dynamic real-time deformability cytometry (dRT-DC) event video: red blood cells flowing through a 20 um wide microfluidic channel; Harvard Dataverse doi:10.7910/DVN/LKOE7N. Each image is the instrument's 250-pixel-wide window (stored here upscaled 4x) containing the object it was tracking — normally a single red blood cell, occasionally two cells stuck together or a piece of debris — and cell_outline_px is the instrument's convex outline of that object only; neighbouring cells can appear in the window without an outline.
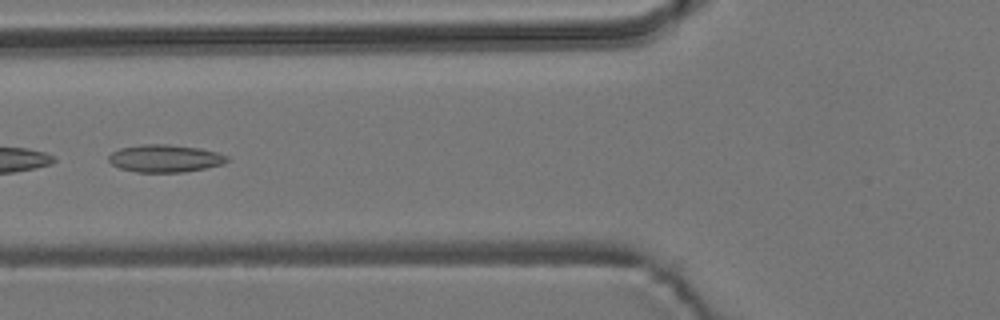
{"species": "common noctule bat (a hibernating species)", "species_latin": "Nyctalus noctula", "temperature_condition": "room temperature", "stored_images_in_passage": 6, "camera_frame_rate_fps": 3000, "um_per_image_px": 0.085, "animal": {"sex": "male", "body_mass_g": 19.2, "forearm_length_mm": 51.8}, "frame": {"image": 1, "passage_image": 6, "time_ms": 6.667, "image_size_px": [1000, 320], "cell_outline_px": [[228, 160], [224, 164], [184, 172], [136, 172], [120, 168], [112, 164], [108, 160], [108, 156], [112, 152], [120, 148], [144, 144], [168, 144], [200, 148], [216, 152], [228, 156]], "centroid_in_image_um": [14.02, 13.46], "position_along_channel_um": 111.8, "area_um2": 18.96}}